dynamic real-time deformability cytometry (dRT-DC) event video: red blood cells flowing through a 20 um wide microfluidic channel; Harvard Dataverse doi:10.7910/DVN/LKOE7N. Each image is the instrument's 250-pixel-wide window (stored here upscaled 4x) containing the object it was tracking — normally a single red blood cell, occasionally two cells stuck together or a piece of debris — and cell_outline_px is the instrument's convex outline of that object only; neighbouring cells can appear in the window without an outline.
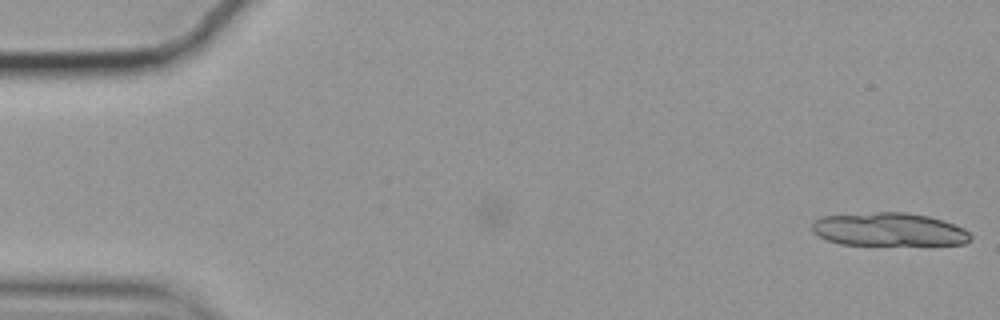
{"species": "common noctule bat (a hibernating species)", "species_latin": "Nyctalus noctula", "temperature_condition": "cold", "stored_images_in_passage": 32, "camera_frame_rate_fps": 3000, "um_per_image_px": 0.085, "animal": {"sex": "female", "body_mass_g": 19.9}, "frame": {"image": 1, "passage_image": 32, "time_ms": 10.333, "image_size_px": [1000, 320], "cell_outline_px": [[972, 240], [964, 244], [840, 244], [828, 240], [812, 232], [812, 224], [816, 220], [824, 216], [876, 212], [904, 212], [928, 216], [944, 220], [964, 228], [972, 236]], "centroid_in_image_um": [75.59, 19.5], "position_along_channel_um": 9.4, "area_um2": 30.46}}